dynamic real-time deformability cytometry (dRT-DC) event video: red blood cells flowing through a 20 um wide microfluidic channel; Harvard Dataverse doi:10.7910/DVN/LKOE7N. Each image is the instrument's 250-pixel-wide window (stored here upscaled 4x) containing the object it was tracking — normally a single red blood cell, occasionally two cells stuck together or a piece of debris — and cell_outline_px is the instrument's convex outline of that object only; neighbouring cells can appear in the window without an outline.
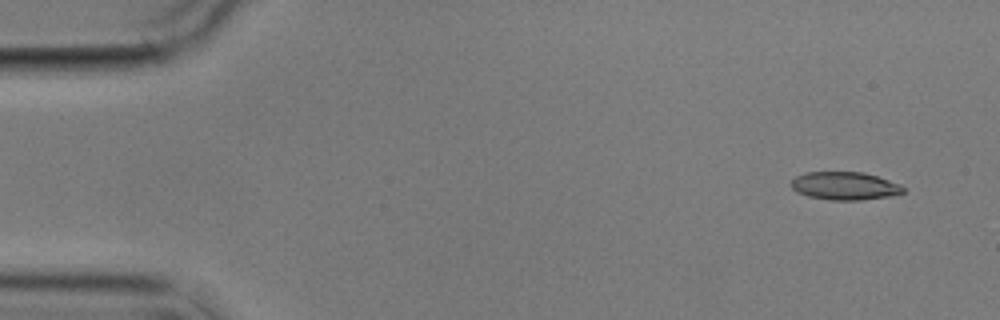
{"species": "common noctule bat (a hibernating species)", "species_latin": "Nyctalus noctula", "temperature_condition": "cold", "stored_images_in_passage": 3, "camera_frame_rate_fps": 3000, "um_per_image_px": 0.085, "animal": {"sex": "male", "body_mass_g": 17.9}, "frame": {"image": 1, "passage_image": 1, "time_ms": 0.0, "image_size_px": [1000, 320], "cell_outline_px": [[904, 192], [888, 196], [860, 200], [828, 200], [808, 196], [796, 192], [792, 188], [792, 180], [796, 176], [804, 172], [864, 172], [900, 184], [904, 188]], "centroid_in_image_um": [71.77, 15.8], "position_along_channel_um": 13.2, "area_um2": 18.21}}
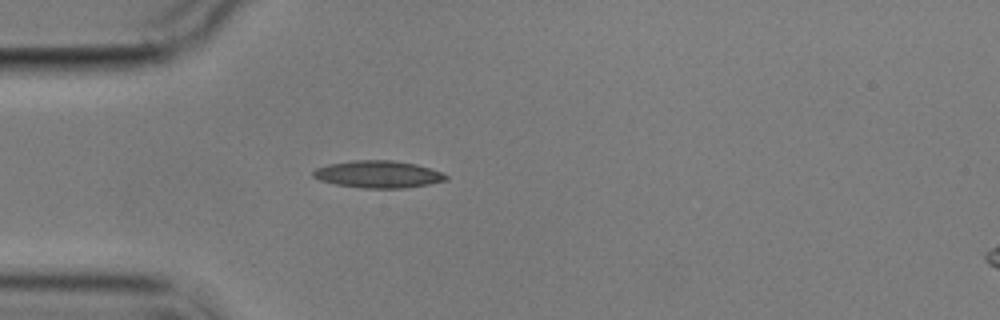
{"frame": {"image": 2, "passage_image": 3, "time_ms": 4.0, "image_size_px": [1000, 320], "cell_outline_px": [[448, 180], [428, 184], [404, 188], [364, 188], [336, 184], [320, 180], [312, 176], [312, 172], [316, 168], [328, 164], [352, 160], [392, 160], [416, 164], [432, 168], [448, 176]], "centroid_in_image_um": [32.15, 14.8], "position_along_channel_um": 52.9, "area_um2": 21.04}}